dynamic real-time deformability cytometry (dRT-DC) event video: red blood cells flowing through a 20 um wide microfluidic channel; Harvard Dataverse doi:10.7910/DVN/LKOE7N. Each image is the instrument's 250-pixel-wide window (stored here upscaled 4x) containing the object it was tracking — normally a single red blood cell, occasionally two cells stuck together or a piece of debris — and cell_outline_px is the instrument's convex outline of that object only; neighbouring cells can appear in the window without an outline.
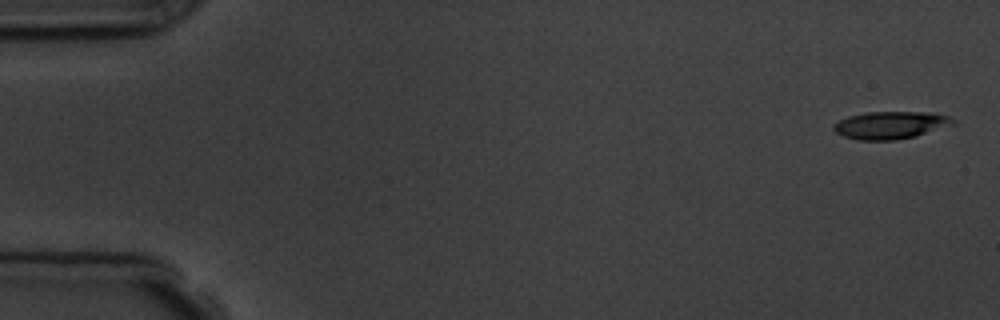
{"species": "common noctule bat (a hibernating species)", "species_latin": "Nyctalus noctula", "temperature_condition": "room temperature", "stored_images_in_passage": 5, "camera_frame_rate_fps": 3000, "um_per_image_px": 0.085, "animal": {"sex": "male", "body_mass_g": 19.5, "forearm_length_mm": 54.6}, "frame": {"image": 1, "passage_image": 1, "time_ms": 0.0, "image_size_px": [1000, 320], "cell_outline_px": [[956, 124], [916, 136], [896, 140], [860, 140], [844, 136], [836, 132], [832, 128], [840, 120], [848, 116], [868, 112], [936, 112], [948, 116], [956, 120]], "centroid_in_image_um": [75.77, 10.63], "position_along_channel_um": 9.2, "area_um2": 19.19}}
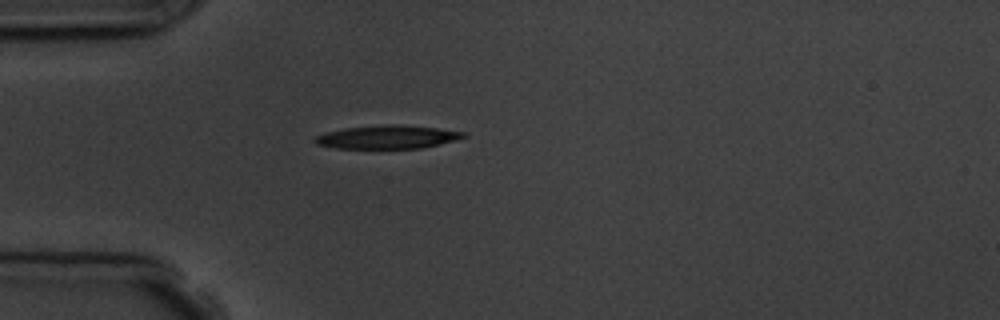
{"frame": {"image": 2, "passage_image": 5, "time_ms": 4.667, "image_size_px": [1000, 320], "cell_outline_px": [[468, 136], [420, 148], [336, 148], [316, 144], [312, 140], [316, 136], [324, 132], [344, 128], [388, 124], [396, 124], [436, 128], [464, 132]], "centroid_in_image_um": [32.85, 11.64], "position_along_channel_um": 52.2, "area_um2": 19.94}}